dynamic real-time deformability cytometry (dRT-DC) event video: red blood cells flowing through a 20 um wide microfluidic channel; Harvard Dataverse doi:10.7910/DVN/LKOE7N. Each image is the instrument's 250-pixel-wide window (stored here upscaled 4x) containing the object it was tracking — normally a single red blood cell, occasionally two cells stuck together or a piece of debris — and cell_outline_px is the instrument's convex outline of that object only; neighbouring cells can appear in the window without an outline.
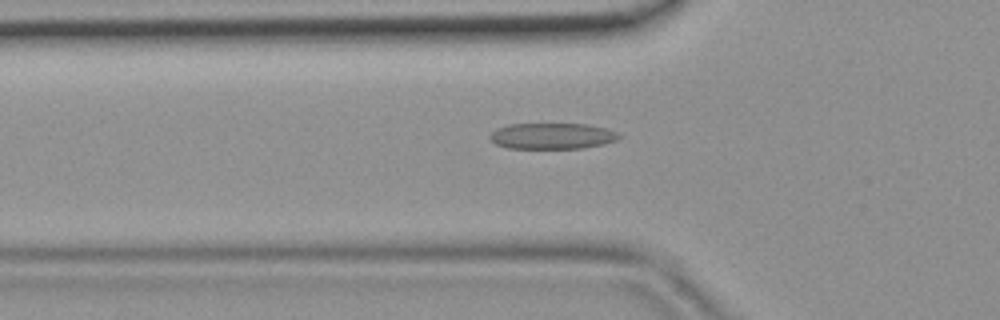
{"species": "common noctule bat (a hibernating species)", "species_latin": "Nyctalus noctula", "temperature_condition": "room temperature", "stored_images_in_passage": 32, "camera_frame_rate_fps": 3000, "um_per_image_px": 0.085, "animal": {"sex": "female", "body_mass_g": 19.9}, "frame": {"image": 1, "passage_image": 6, "time_ms": 1.667, "image_size_px": [1000, 320], "cell_outline_px": [[620, 136], [616, 140], [584, 148], [508, 148], [496, 144], [488, 136], [496, 128], [508, 124], [584, 124], [604, 128], [616, 132]], "centroid_in_image_um": [46.87, 11.56], "position_along_channel_um": 78.9, "area_um2": 19.31}}
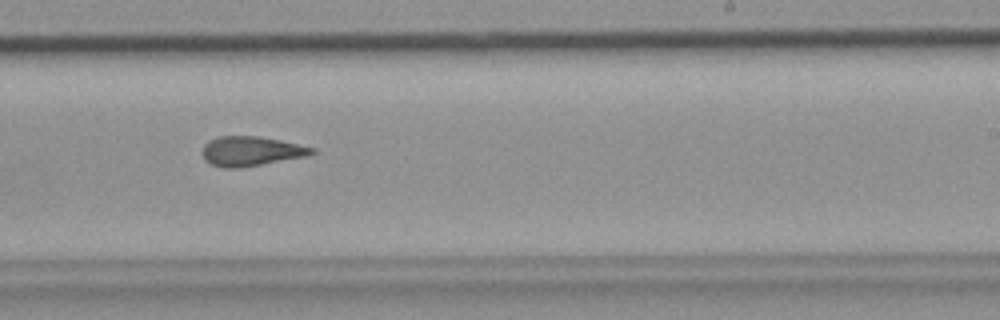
{"frame": {"image": 2, "passage_image": 19, "time_ms": 6.0, "image_size_px": [1000, 320], "cell_outline_px": [[316, 152], [304, 156], [240, 168], [224, 168], [212, 164], [204, 160], [204, 144], [208, 140], [220, 136], [256, 136], [316, 148]], "centroid_in_image_um": [21.3, 12.85], "position_along_channel_um": 267.7, "area_um2": 18.44}}
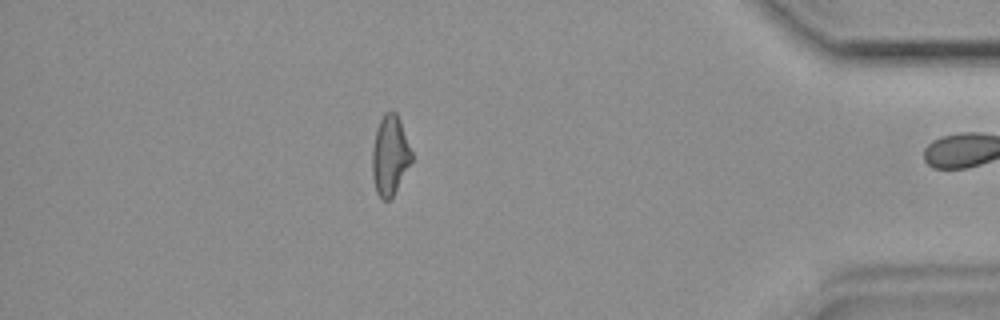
{"frame": {"image": 3, "passage_image": 31, "time_ms": 10.0, "image_size_px": [1000, 320], "cell_outline_px": [[412, 160], [392, 196], [388, 200], [384, 200], [376, 192], [372, 176], [372, 148], [376, 128], [384, 112], [392, 108], [396, 112], [400, 120], [412, 152]], "centroid_in_image_um": [33.13, 13.14], "position_along_channel_um": 402.1, "area_um2": 18.26}}